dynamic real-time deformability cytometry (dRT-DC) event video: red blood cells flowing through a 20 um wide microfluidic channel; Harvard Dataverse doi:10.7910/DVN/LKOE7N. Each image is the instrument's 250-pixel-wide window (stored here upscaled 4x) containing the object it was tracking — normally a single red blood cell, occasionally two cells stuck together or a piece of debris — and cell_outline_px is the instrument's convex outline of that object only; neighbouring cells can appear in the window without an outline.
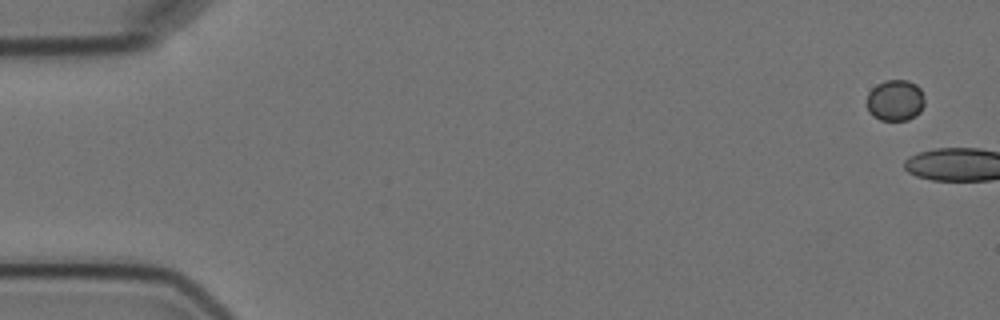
{"species": "Egyptian fruit bat (a non-hibernating species)", "species_latin": "Rousettus aegyptiacus", "temperature_condition": "cold", "stored_images_in_passage": 5, "camera_frame_rate_fps": 3000, "um_per_image_px": 0.085, "animal": {"sex": "female"}, "frame": {"image": 1, "passage_image": 1, "time_ms": 0.0, "image_size_px": [1000, 320], "cell_outline_px": [[924, 104], [920, 112], [908, 120], [880, 120], [872, 116], [868, 112], [868, 92], [876, 84], [884, 80], [908, 80], [916, 84], [920, 88], [924, 96]], "centroid_in_image_um": [76.1, 8.52], "position_along_channel_um": 8.9, "area_um2": 13.99}}